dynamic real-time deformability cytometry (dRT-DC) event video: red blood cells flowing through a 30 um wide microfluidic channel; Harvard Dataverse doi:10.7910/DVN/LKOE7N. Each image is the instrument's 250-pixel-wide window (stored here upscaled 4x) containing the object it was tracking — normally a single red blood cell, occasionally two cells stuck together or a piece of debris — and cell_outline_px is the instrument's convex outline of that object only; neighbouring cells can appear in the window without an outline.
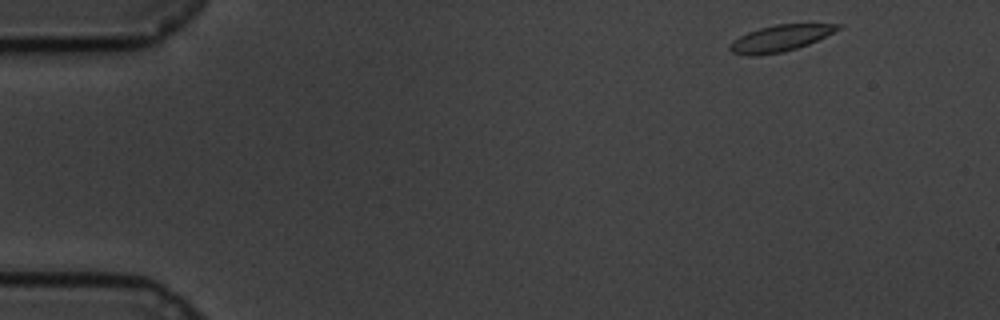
{"species": "common noctule bat (a hibernating species)", "species_latin": "Nyctalus noctula", "temperature_condition": "cold", "stored_images_in_passage": 8, "camera_frame_rate_fps": 3000, "um_per_image_px": 0.085, "animal": {"sex": "male", "body_mass_g": 19.5, "forearm_length_mm": 54.6}, "frame": {"image": 1, "passage_image": 1, "time_ms": 0.0, "image_size_px": [1000, 320], "cell_outline_px": [[844, 24], [840, 28], [808, 44], [796, 48], [780, 52], [756, 56], [748, 56], [732, 52], [728, 48], [740, 36], [748, 32], [760, 28], [776, 24]], "centroid_in_image_um": [66.3, 3.25], "position_along_channel_um": 18.7, "area_um2": 16.13}}